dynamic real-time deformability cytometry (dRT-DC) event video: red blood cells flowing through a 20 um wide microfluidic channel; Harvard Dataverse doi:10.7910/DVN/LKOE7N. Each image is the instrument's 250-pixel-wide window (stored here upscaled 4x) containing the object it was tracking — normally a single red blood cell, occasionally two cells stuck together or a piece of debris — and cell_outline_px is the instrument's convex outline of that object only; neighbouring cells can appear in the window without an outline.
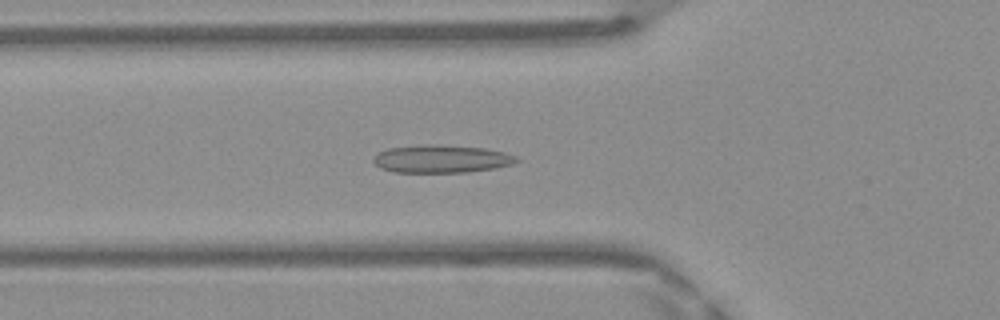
{"species": "Egyptian fruit bat (a non-hibernating species)", "species_latin": "Rousettus aegyptiacus", "temperature_condition": "warm", "stored_images_in_passage": 41, "camera_frame_rate_fps": 3000, "um_per_image_px": 0.085, "frame": {"image": 1, "passage_image": 10, "time_ms": 3.0, "image_size_px": [1000, 320], "cell_outline_px": [[520, 160], [512, 164], [496, 168], [468, 172], [392, 172], [380, 168], [372, 160], [380, 152], [388, 148], [428, 144], [436, 144], [484, 148], [504, 152], [516, 156]], "centroid_in_image_um": [37.54, 13.51], "position_along_channel_um": 88.3, "area_um2": 23.18}}
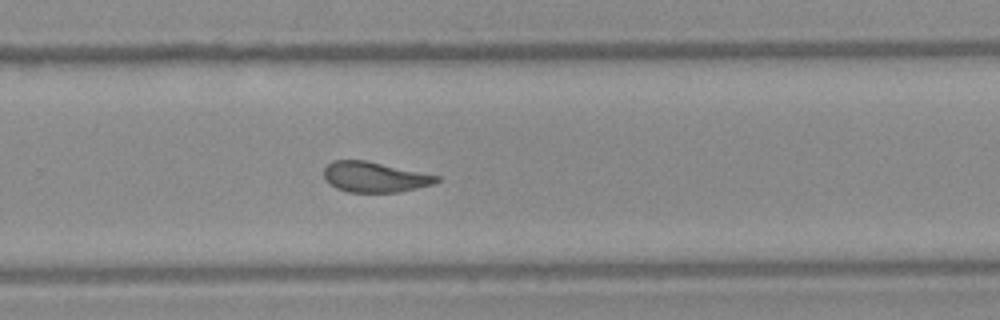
{"frame": {"image": 2, "passage_image": 25, "time_ms": 8.0, "image_size_px": [1000, 320], "cell_outline_px": [[440, 180], [432, 184], [416, 188], [396, 192], [348, 192], [336, 188], [324, 180], [324, 168], [332, 160], [364, 160], [440, 176]], "centroid_in_image_um": [31.8, 15.05], "position_along_channel_um": 298.0, "area_um2": 19.77}}
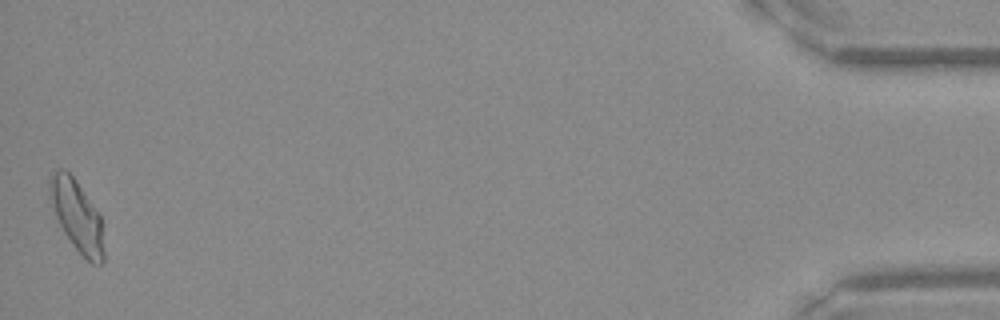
{"frame": {"image": 3, "passage_image": 41, "time_ms": 13.333, "image_size_px": [1000, 320], "cell_outline_px": [[104, 260], [100, 264], [92, 264], [72, 244], [64, 232], [56, 216], [52, 204], [48, 188], [48, 180], [52, 172], [60, 168], [64, 168], [76, 180], [100, 216], [104, 252]], "centroid_in_image_um": [6.52, 18.32], "position_along_channel_um": 428.7, "area_um2": 22.02}, "authors_computed_cell_mechanics": {"area_um2": 20.9814, "velocity_mm_per_s": 4.182, "shape_relaxation_time_tau1_ms": null, "shape_relaxation_time_tau2_ms": 1.0336, "deformation_change_tau1": null, "deformation_change_tau2": 0.0847}}